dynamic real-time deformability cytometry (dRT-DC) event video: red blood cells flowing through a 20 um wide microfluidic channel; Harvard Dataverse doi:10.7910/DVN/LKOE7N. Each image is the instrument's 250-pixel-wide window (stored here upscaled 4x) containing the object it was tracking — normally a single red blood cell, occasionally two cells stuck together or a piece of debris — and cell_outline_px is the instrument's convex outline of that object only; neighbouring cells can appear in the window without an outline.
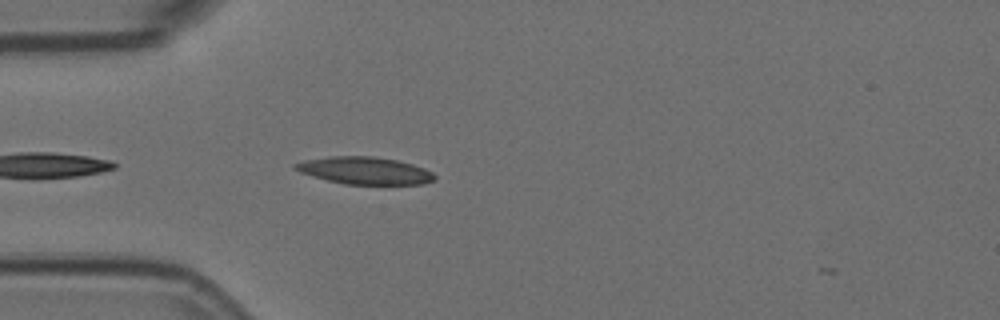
{"species": "Egyptian fruit bat (a non-hibernating species)", "species_latin": "Rousettus aegyptiacus", "temperature_condition": "room temperature", "stored_images_in_passage": 1, "camera_frame_rate_fps": 3000, "um_per_image_px": 0.085, "animal": {"sex": "female"}, "frame": {"image": 1, "passage_image": 1, "time_ms": 0.0, "image_size_px": [1000, 320], "cell_outline_px": [[436, 180], [424, 184], [344, 184], [312, 176], [300, 172], [292, 168], [292, 164], [304, 160], [332, 156], [372, 156], [396, 160], [412, 164], [424, 168], [432, 172], [436, 176]], "centroid_in_image_um": [31.0, 14.5], "position_along_channel_um": 54.0, "area_um2": 22.2}}